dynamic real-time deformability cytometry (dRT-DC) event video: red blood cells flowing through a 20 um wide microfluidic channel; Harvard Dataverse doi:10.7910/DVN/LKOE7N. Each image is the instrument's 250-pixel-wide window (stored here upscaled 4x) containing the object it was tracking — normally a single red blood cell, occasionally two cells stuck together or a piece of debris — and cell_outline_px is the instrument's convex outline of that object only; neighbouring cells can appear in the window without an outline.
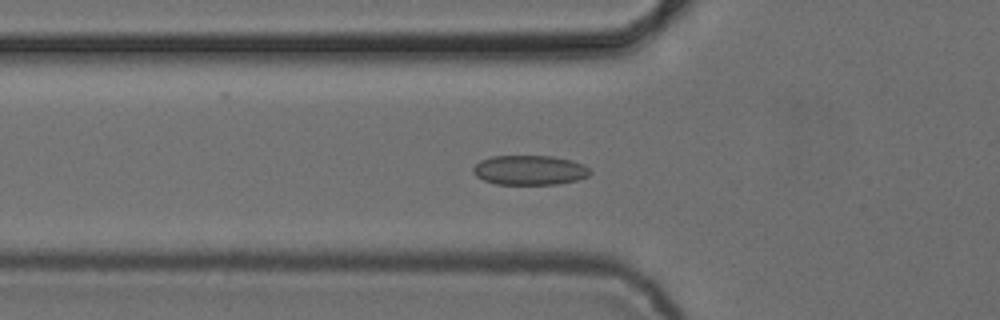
{"species": "common noctule bat (a hibernating species)", "species_latin": "Nyctalus noctula", "temperature_condition": "cold", "stored_images_in_passage": 54, "camera_frame_rate_fps": 3000, "um_per_image_px": 0.085, "animal": {"sex": "female", "body_mass_g": 24.6, "forearm_length_mm": 56.2}, "frame": {"image": 1, "passage_image": 19, "time_ms": 6.0, "image_size_px": [1000, 320], "cell_outline_px": [[592, 172], [588, 176], [576, 180], [556, 184], [496, 184], [484, 180], [476, 176], [472, 172], [472, 168], [480, 160], [492, 156], [552, 156], [572, 160], [584, 164]], "centroid_in_image_um": [45.01, 14.45], "position_along_channel_um": 80.8, "area_um2": 20.23}}
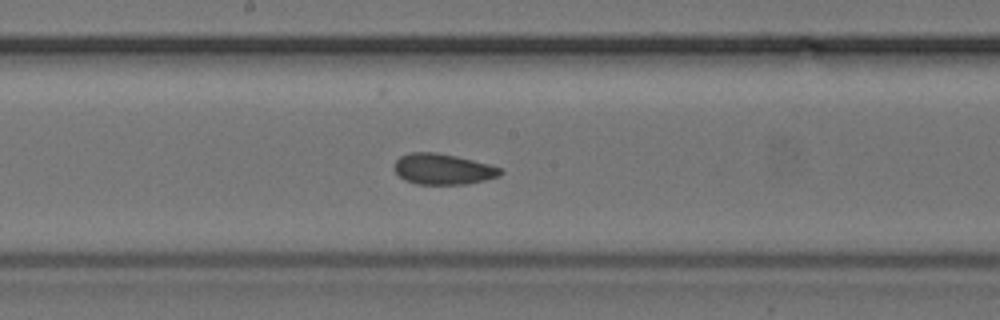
{"frame": {"image": 2, "passage_image": 29, "time_ms": 9.333, "image_size_px": [1000, 320], "cell_outline_px": [[504, 172], [500, 176], [484, 180], [464, 184], [416, 184], [404, 180], [392, 168], [396, 160], [400, 156], [412, 152], [436, 152], [456, 156], [488, 164], [500, 168]], "centroid_in_image_um": [37.62, 14.37], "position_along_channel_um": 210.6, "area_um2": 19.02}}
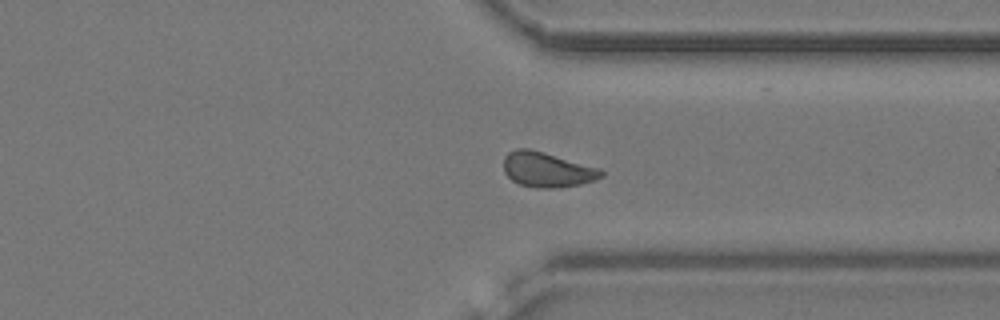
{"frame": {"image": 3, "passage_image": 41, "time_ms": 13.333, "image_size_px": [1000, 320], "cell_outline_px": [[604, 176], [596, 180], [580, 184], [560, 188], [536, 188], [520, 184], [512, 180], [504, 172], [504, 156], [508, 152], [516, 148], [528, 148], [544, 152], [600, 168], [604, 172]], "centroid_in_image_um": [46.52, 14.42], "position_along_channel_um": 364.9, "area_um2": 20.06}, "authors_computed_cell_mechanics": {"area_um2": 19.5075, "velocity_mm_per_s": 3.8691, "shape_relaxation_time_tau1_ms": 3.9442, "shape_relaxation_time_tau2_ms": 1.8305, "deformation_change_tau1": 0.072, "deformation_change_tau2": 0.0663}}